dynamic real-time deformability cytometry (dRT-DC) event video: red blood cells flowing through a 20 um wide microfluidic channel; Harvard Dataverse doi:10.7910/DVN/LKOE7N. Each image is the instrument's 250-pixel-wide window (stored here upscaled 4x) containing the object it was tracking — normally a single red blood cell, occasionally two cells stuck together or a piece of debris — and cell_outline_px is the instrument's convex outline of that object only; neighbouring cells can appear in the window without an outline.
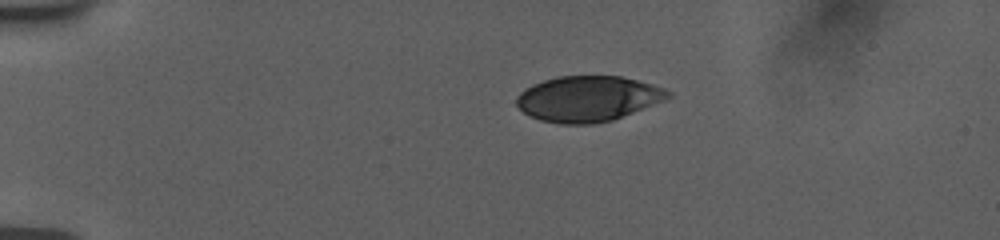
{"species": "human", "species_latin": "Homo sapiens", "temperature_condition": "room temperature", "stored_images_in_passage": 4, "camera_frame_rate_fps": 3000, "um_per_image_px": 0.085, "donor": {"sex": "female"}, "frame": {"image": 1, "passage_image": 1, "time_ms": 0.0, "image_size_px": [1000, 240], "cell_outline_px": [[672, 96], [664, 100], [612, 120], [592, 124], [560, 124], [540, 120], [528, 116], [516, 104], [516, 96], [524, 88], [532, 84], [556, 76], [620, 76], [652, 84], [664, 88], [672, 92]], "centroid_in_image_um": [49.94, 8.39], "position_along_channel_um": 35.1, "area_um2": 40.23}}
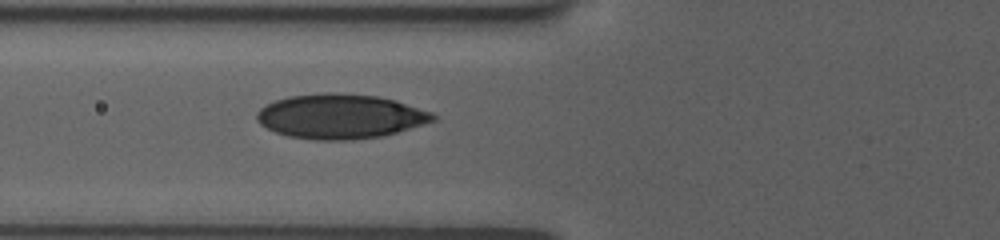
{"frame": {"image": 2, "passage_image": 4, "time_ms": 3.333, "image_size_px": [1000, 240], "cell_outline_px": [[436, 120], [424, 124], [384, 136], [352, 140], [312, 140], [288, 136], [276, 132], [260, 124], [256, 120], [256, 112], [260, 108], [276, 100], [288, 96], [324, 92], [332, 92], [380, 96], [396, 100], [432, 112], [436, 116]], "centroid_in_image_um": [28.93, 9.89], "position_along_channel_um": 96.9, "area_um2": 46.12}}